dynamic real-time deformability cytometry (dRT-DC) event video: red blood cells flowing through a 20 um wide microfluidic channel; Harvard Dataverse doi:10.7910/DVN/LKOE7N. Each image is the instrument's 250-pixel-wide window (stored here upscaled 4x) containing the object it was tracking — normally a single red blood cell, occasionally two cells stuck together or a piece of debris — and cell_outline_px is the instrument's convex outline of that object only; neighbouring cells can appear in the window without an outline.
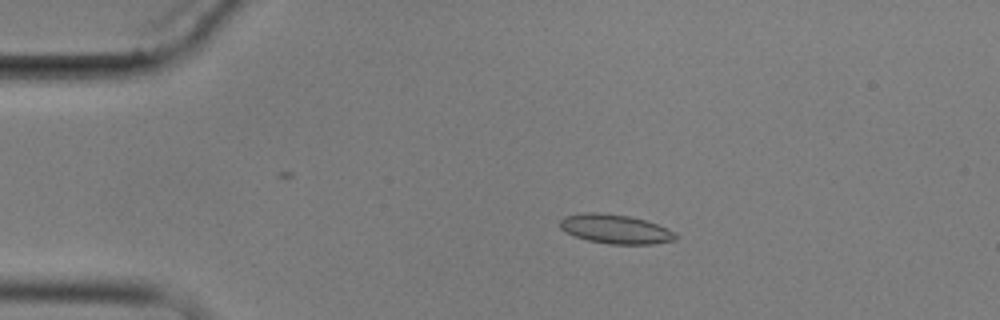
{"species": "common noctule bat (a hibernating species)", "species_latin": "Nyctalus noctula", "temperature_condition": "cold", "stored_images_in_passage": 9, "camera_frame_rate_fps": 3000, "um_per_image_px": 0.085, "animal": {"sex": "male", "body_mass_g": 17.9}, "frame": {"image": 1, "passage_image": 4, "time_ms": 3.667, "image_size_px": [1000, 320], "cell_outline_px": [[680, 236], [676, 240], [652, 244], [608, 244], [588, 240], [576, 236], [560, 228], [560, 220], [564, 216], [584, 212], [596, 212], [628, 216], [644, 220], [668, 228], [676, 232]], "centroid_in_image_um": [52.35, 19.47], "position_along_channel_um": 32.6, "area_um2": 19.65}}
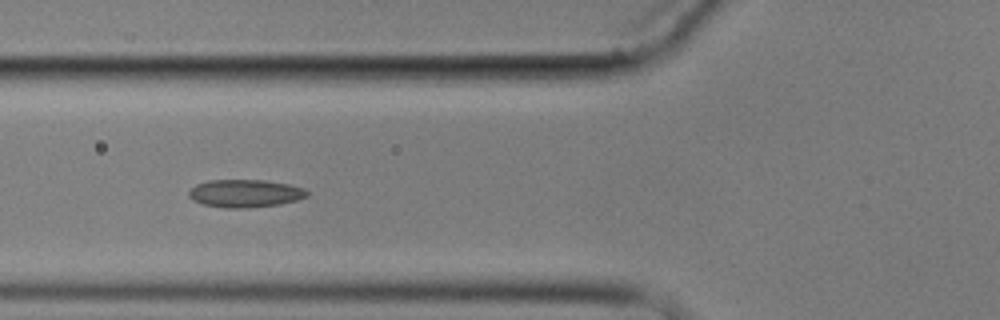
{"frame": {"image": 2, "passage_image": 7, "time_ms": 7.0, "image_size_px": [1000, 320], "cell_outline_px": [[308, 196], [296, 200], [280, 204], [248, 208], [224, 208], [204, 204], [192, 200], [188, 196], [188, 192], [196, 184], [208, 180], [264, 180], [288, 184], [304, 188], [308, 192]], "centroid_in_image_um": [20.82, 16.44], "position_along_channel_um": 105.0, "area_um2": 19.19}}
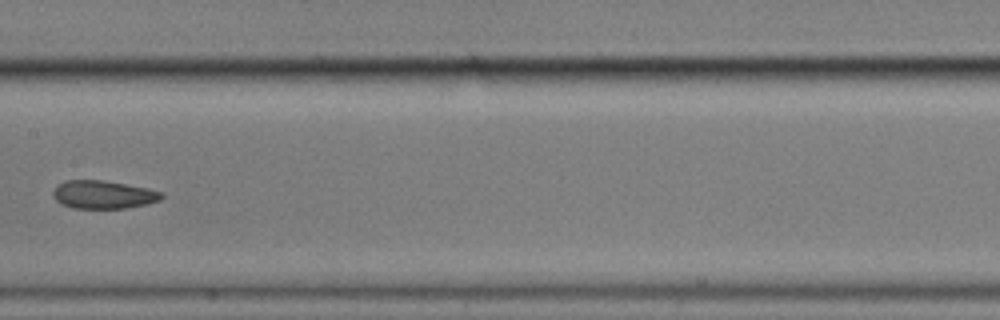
{"frame": {"image": 3, "passage_image": 9, "time_ms": 9.667, "image_size_px": [1000, 320], "cell_outline_px": [[164, 196], [160, 200], [144, 204], [124, 208], [72, 208], [60, 204], [52, 196], [52, 192], [56, 184], [64, 180], [104, 180], [148, 188], [164, 192]], "centroid_in_image_um": [8.74, 16.53], "position_along_channel_um": 198.7, "area_um2": 17.98}}